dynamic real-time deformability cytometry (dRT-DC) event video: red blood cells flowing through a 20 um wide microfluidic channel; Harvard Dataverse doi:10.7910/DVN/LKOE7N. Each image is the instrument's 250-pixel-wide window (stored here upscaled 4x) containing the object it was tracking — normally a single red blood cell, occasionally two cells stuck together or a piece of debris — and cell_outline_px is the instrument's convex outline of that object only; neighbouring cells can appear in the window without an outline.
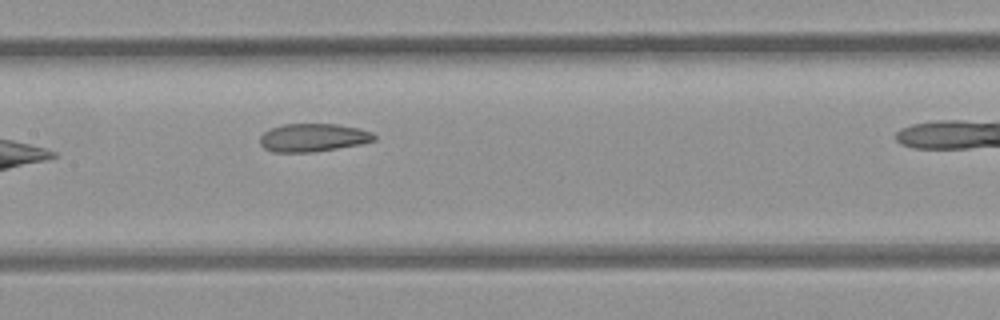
{"species": "common noctule bat (a hibernating species)", "species_latin": "Nyctalus noctula", "temperature_condition": "room temperature", "stored_images_in_passage": 8, "camera_frame_rate_fps": 3000, "um_per_image_px": 0.085, "animal": {"sex": "female", "body_mass_g": 21.9}, "frame": {"image": 1, "passage_image": 7, "time_ms": 7.0, "image_size_px": [1000, 320], "cell_outline_px": [[376, 140], [360, 144], [312, 152], [272, 152], [264, 148], [260, 144], [260, 136], [264, 132], [272, 128], [284, 124], [336, 124], [360, 128], [372, 132], [376, 136]], "centroid_in_image_um": [26.62, 11.69], "position_along_channel_um": 180.8, "area_um2": 18.67}}